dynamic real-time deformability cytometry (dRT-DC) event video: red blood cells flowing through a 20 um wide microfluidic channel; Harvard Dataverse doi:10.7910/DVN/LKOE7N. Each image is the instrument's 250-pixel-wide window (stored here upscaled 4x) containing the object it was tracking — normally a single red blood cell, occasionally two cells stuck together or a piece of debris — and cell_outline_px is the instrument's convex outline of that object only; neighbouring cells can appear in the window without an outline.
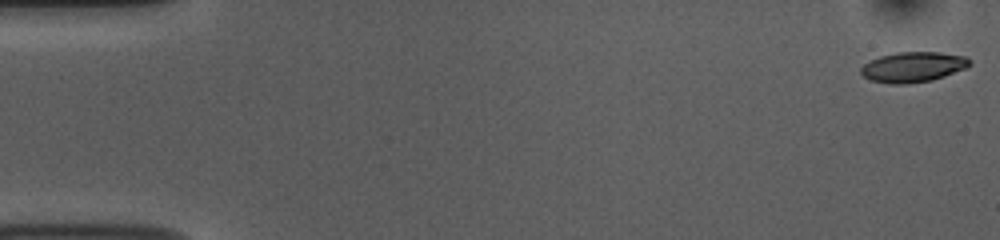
{"species": "common noctule bat (a hibernating species)", "species_latin": "Nyctalus noctula", "temperature_condition": "room temperature", "stored_images_in_passage": 53, "camera_frame_rate_fps": 3000, "um_per_image_px": 0.085, "animal": {"sex": "female", "body_mass_g": 10.0, "forearm_length_mm": 53.1}, "frame": {"image": 1, "passage_image": 1, "time_ms": 0.0, "image_size_px": [1000, 240], "cell_outline_px": [[972, 64], [968, 68], [932, 80], [904, 84], [892, 84], [872, 80], [864, 76], [860, 72], [860, 68], [864, 64], [880, 56], [896, 52], [940, 52], [964, 56], [972, 60]], "centroid_in_image_um": [77.65, 5.69], "position_along_channel_um": 7.3, "area_um2": 19.19}}
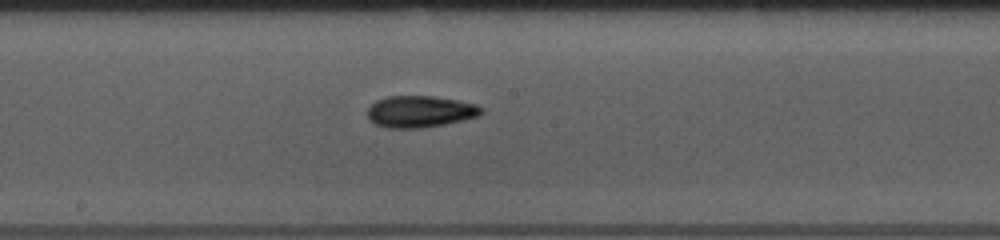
{"frame": {"image": 2, "passage_image": 28, "time_ms": 9.0, "image_size_px": [1000, 240], "cell_outline_px": [[484, 112], [480, 116], [464, 120], [444, 124], [420, 128], [388, 128], [376, 124], [368, 120], [368, 108], [376, 100], [388, 96], [436, 96], [476, 104], [484, 108]], "centroid_in_image_um": [35.73, 9.48], "position_along_channel_um": 212.5, "area_um2": 21.15}}
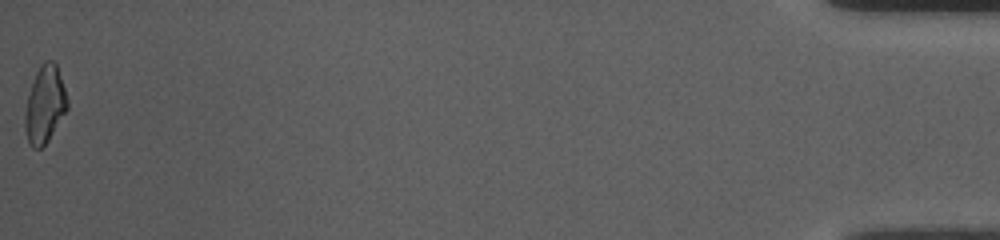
{"frame": {"image": 3, "passage_image": 53, "time_ms": 17.333, "image_size_px": [1000, 240], "cell_outline_px": [[68, 108], [48, 140], [40, 148], [32, 148], [28, 140], [24, 128], [24, 116], [28, 96], [36, 72], [40, 64], [44, 60], [52, 60], [56, 64], [68, 100]], "centroid_in_image_um": [3.8, 8.88], "position_along_channel_um": 431.4, "area_um2": 18.79}, "authors_computed_cell_mechanics": {"area_um2": 19.4208, "velocity_mm_per_s": 3.7997, "shape_relaxation_time_tau1_ms": 4.2442, "shape_relaxation_time_tau2_ms": 5.2738, "deformation_change_tau1": 0.1729, "deformation_change_tau2": 0.1189}}